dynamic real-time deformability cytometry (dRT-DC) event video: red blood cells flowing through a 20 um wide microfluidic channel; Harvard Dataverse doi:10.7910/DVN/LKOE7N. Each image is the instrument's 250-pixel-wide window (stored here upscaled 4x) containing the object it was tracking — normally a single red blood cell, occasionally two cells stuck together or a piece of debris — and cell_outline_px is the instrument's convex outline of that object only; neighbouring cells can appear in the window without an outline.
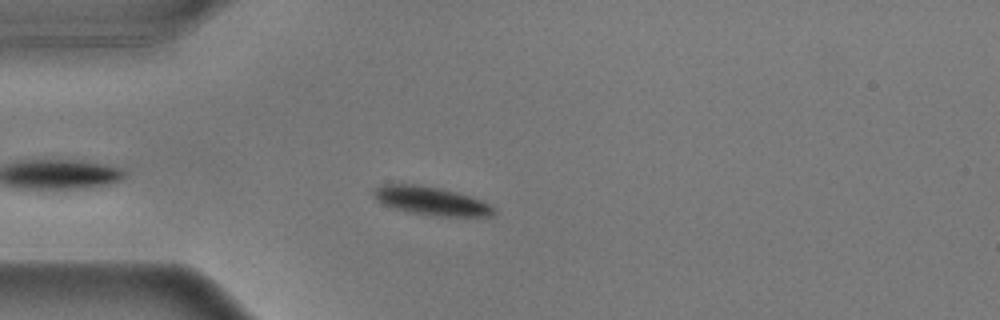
{"species": "common noctule bat (a hibernating species)", "species_latin": "Nyctalus noctula", "temperature_condition": "warm", "stored_images_in_passage": 46, "camera_frame_rate_fps": 3000, "um_per_image_px": 0.085, "animal": {"sex": "male", "body_mass_g": 17.9}, "frame": {"image": 1, "passage_image": 7, "time_ms": 2.0, "image_size_px": [1000, 320], "cell_outline_px": [[496, 212], [492, 216], [436, 216], [404, 212], [384, 204], [376, 200], [372, 196], [372, 188], [380, 184], [416, 184], [440, 188], [456, 192], [480, 200], [496, 208]], "centroid_in_image_um": [36.58, 17.07], "position_along_channel_um": 48.4, "area_um2": 20.11}}
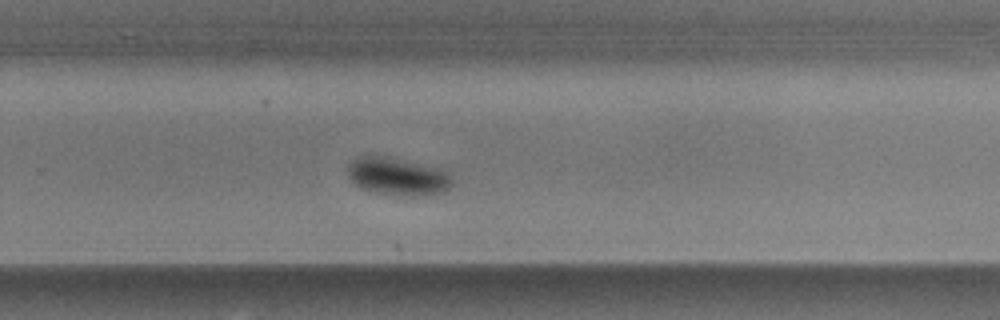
{"frame": {"image": 2, "passage_image": 29, "time_ms": 9.333, "image_size_px": [1000, 320], "cell_outline_px": [[452, 184], [444, 192], [412, 196], [376, 192], [360, 188], [348, 176], [348, 164], [356, 156], [380, 156], [432, 168], [448, 172], [452, 176]], "centroid_in_image_um": [33.75, 15.01], "position_along_channel_um": 296.1, "area_um2": 22.08}}
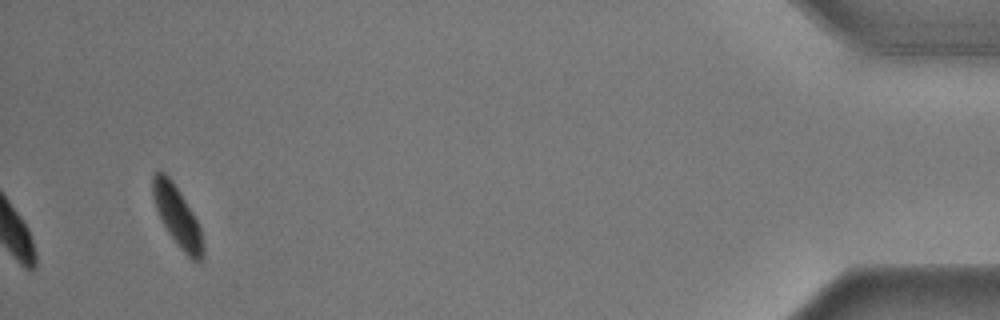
{"frame": {"image": 3, "passage_image": 46, "time_ms": 15.0, "image_size_px": [1000, 320], "cell_outline_px": [[204, 252], [200, 260], [192, 260], [180, 248], [168, 232], [156, 208], [152, 196], [152, 176], [156, 172], [164, 172], [172, 180], [192, 212], [200, 228], [204, 248]], "centroid_in_image_um": [15.06, 18.37], "position_along_channel_um": 420.1, "area_um2": 17.11}, "authors_computed_cell_mechanics": {"area_um2": 21.097, "velocity_mm_per_s": 3.556, "shape_relaxation_time_tau1_ms": 1.6685, "shape_relaxation_time_tau2_ms": null, "deformation_change_tau1": 0.1369, "deformation_change_tau2": null}}